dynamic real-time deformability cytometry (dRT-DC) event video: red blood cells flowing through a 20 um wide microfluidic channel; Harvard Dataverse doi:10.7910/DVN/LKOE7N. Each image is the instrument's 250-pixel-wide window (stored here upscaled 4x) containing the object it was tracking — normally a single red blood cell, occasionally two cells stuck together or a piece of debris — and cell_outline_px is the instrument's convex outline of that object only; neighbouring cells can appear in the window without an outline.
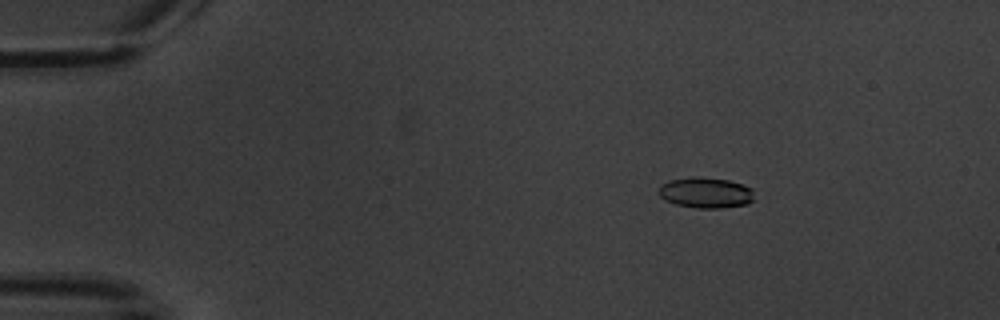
{"species": "common noctule bat (a hibernating species)", "species_latin": "Nyctalus noctula", "temperature_condition": "warm", "stored_images_in_passage": 9, "camera_frame_rate_fps": 3000, "um_per_image_px": 0.085, "animal": {"sex": "male", "body_mass_g": 20.1, "forearm_length_mm": 53.5}, "frame": {"image": 1, "passage_image": 3, "time_ms": 2.333, "image_size_px": [1000, 320], "cell_outline_px": [[752, 200], [748, 204], [720, 208], [696, 208], [676, 204], [660, 196], [660, 184], [668, 180], [728, 180], [752, 188]], "centroid_in_image_um": [60.01, 16.44], "position_along_channel_um": 25.0, "area_um2": 16.01}}
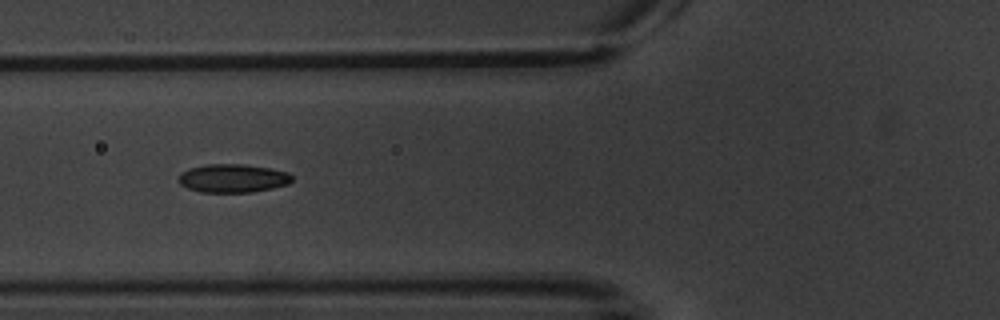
{"frame": {"image": 2, "passage_image": 7, "time_ms": 7.0, "image_size_px": [1000, 320], "cell_outline_px": [[292, 180], [288, 184], [272, 188], [252, 192], [200, 192], [188, 188], [180, 184], [180, 172], [188, 168], [204, 164], [244, 164], [272, 168], [288, 172], [292, 176]], "centroid_in_image_um": [19.79, 15.14], "position_along_channel_um": 106.0, "area_um2": 18.9}}
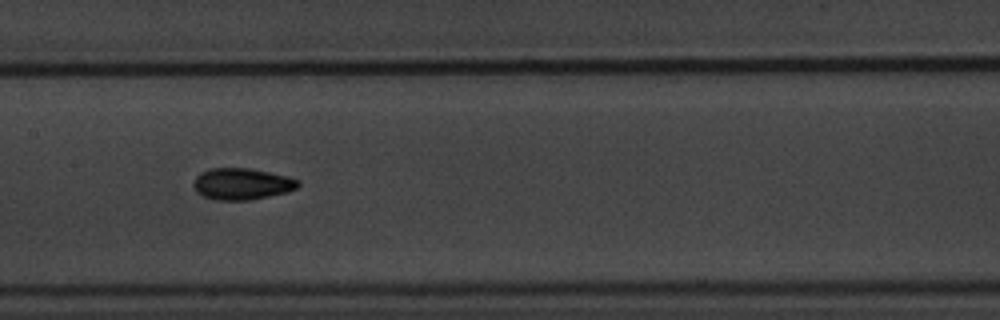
{"frame": {"image": 3, "passage_image": 9, "time_ms": 9.333, "image_size_px": [1000, 320], "cell_outline_px": [[300, 184], [296, 188], [288, 192], [252, 200], [212, 200], [196, 192], [192, 184], [196, 176], [200, 172], [208, 168], [248, 168], [288, 176], [300, 180]], "centroid_in_image_um": [20.54, 15.63], "position_along_channel_um": 186.9, "area_um2": 19.48}}